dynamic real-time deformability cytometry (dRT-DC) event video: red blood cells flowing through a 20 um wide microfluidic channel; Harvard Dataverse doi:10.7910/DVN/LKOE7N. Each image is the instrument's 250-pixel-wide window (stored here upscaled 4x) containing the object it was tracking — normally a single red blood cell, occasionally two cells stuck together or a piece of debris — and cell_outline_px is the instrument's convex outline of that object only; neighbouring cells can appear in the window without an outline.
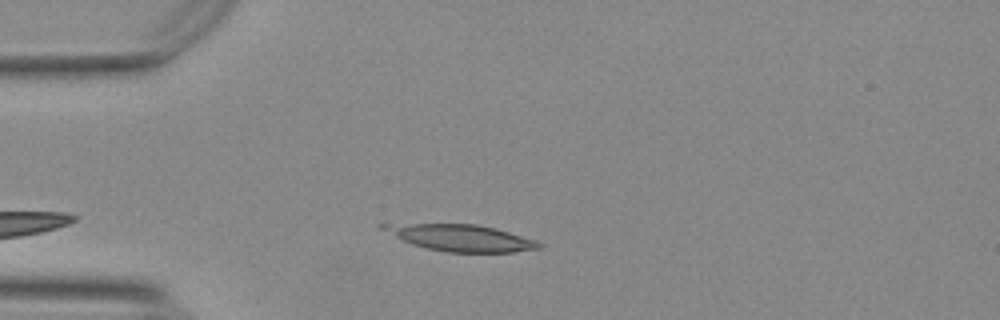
{"species": "Egyptian fruit bat (a non-hibernating species)", "species_latin": "Rousettus aegyptiacus", "temperature_condition": "warm", "stored_images_in_passage": 35, "camera_frame_rate_fps": 3000, "um_per_image_px": 0.085, "animal": {"sex": "female"}, "frame": {"image": 1, "passage_image": 7, "time_ms": 2.0, "image_size_px": [1000, 320], "cell_outline_px": [[544, 248], [512, 252], [448, 252], [428, 248], [412, 244], [376, 228], [376, 224], [476, 224], [496, 228], [536, 240], [544, 244]], "centroid_in_image_um": [39.18, 20.21], "position_along_channel_um": 45.8, "area_um2": 24.16}}
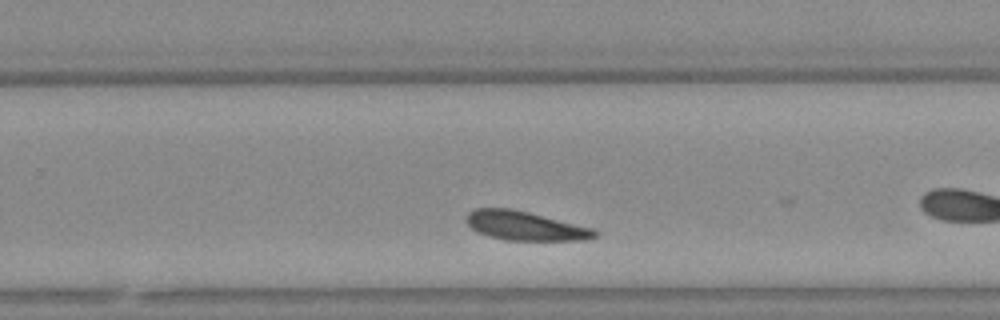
{"frame": {"image": 2, "passage_image": 25, "time_ms": 8.0, "image_size_px": [1000, 320], "cell_outline_px": [[600, 236], [584, 240], [504, 240], [488, 236], [476, 232], [468, 224], [468, 212], [476, 208], [512, 208], [592, 228], [600, 232]], "centroid_in_image_um": [44.66, 19.2], "position_along_channel_um": 285.1, "area_um2": 21.68}}
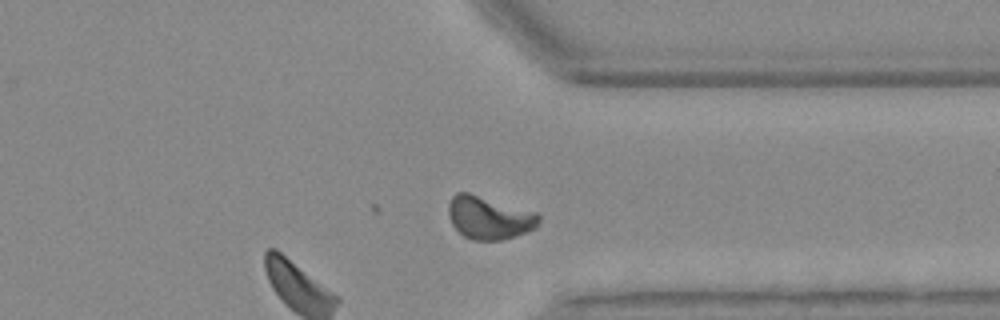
{"frame": {"image": 3, "passage_image": 35, "time_ms": 11.333, "image_size_px": [1000, 320], "cell_outline_px": [[540, 224], [536, 228], [500, 240], [472, 240], [464, 236], [452, 224], [448, 216], [448, 204], [452, 196], [456, 192], [468, 192], [540, 212]], "centroid_in_image_um": [41.6, 18.48], "position_along_channel_um": 369.8, "area_um2": 22.89}, "authors_computed_cell_mechanics": {"area_um2": 21.7328, "velocity_mm_per_s": 3.4308, "shape_relaxation_time_tau1_ms": 0.6479, "shape_relaxation_time_tau2_ms": 8.5432, "deformation_change_tau1": null, "deformation_change_tau2": 0.1209}}